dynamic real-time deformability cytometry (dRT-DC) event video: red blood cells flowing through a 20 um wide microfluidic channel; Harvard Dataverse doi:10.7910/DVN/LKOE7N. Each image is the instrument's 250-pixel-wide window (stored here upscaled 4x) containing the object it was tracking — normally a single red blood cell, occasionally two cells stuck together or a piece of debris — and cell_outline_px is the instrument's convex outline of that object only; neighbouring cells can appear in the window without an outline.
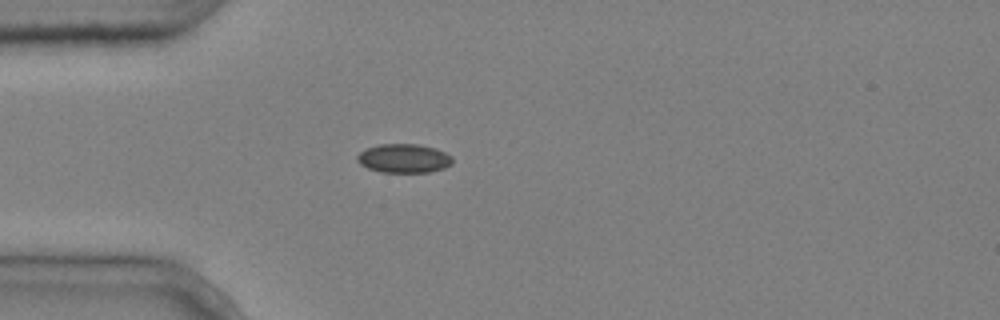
{"species": "common noctule bat (a hibernating species)", "species_latin": "Nyctalus noctula", "temperature_condition": "cold", "stored_images_in_passage": 4, "camera_frame_rate_fps": 3000, "um_per_image_px": 0.085, "animal": {"sex": "male", "body_mass_g": 20.4}, "frame": {"image": 1, "passage_image": 4, "time_ms": 1.0, "image_size_px": [1000, 320], "cell_outline_px": [[452, 164], [444, 168], [428, 172], [380, 172], [368, 168], [360, 164], [356, 160], [356, 156], [360, 152], [368, 148], [380, 144], [416, 144], [436, 148], [452, 156]], "centroid_in_image_um": [34.32, 13.46], "position_along_channel_um": 50.7, "area_um2": 16.01}}